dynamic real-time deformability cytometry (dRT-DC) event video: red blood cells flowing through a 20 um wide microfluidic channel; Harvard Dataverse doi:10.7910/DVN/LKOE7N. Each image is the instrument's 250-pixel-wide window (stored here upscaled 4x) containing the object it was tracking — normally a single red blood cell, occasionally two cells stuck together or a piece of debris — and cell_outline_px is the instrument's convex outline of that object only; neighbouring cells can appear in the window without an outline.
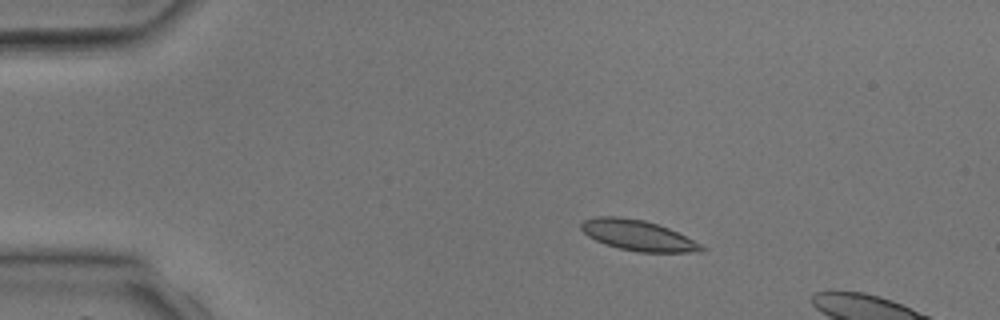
{"species": "common noctule bat (a hibernating species)", "species_latin": "Nyctalus noctula", "temperature_condition": "room temperature", "stored_images_in_passage": 4, "camera_frame_rate_fps": 3000, "um_per_image_px": 0.085, "animal": {"sex": "male", "body_mass_g": 17.9, "forearm_length_mm": 54.2}, "frame": {"image": 1, "passage_image": 2, "time_ms": 1.333, "image_size_px": [1000, 320], "cell_outline_px": [[704, 248], [700, 252], [640, 252], [620, 248], [604, 244], [588, 236], [580, 228], [580, 224], [584, 220], [596, 216], [620, 216], [644, 220], [668, 228], [700, 244]], "centroid_in_image_um": [54.16, 19.99], "position_along_channel_um": 30.8, "area_um2": 21.1}}